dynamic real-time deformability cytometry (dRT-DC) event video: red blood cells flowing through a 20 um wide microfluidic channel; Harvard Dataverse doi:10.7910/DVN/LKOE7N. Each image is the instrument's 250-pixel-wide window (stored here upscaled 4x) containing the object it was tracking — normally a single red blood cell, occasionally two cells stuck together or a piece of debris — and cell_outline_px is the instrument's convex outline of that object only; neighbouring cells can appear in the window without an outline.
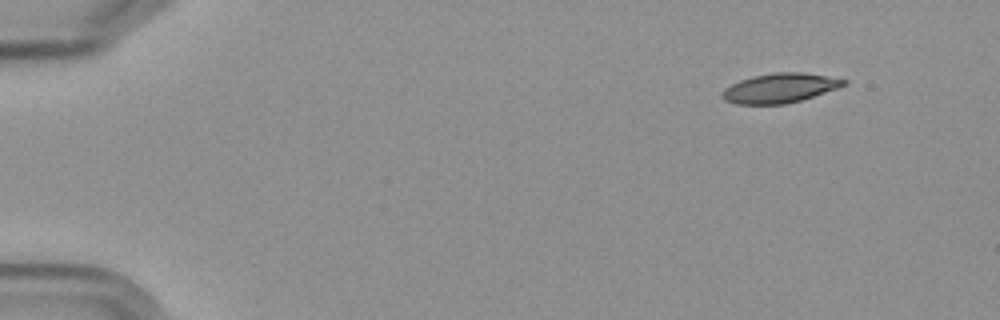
{"species": "Egyptian fruit bat (a non-hibernating species)", "species_latin": "Rousettus aegyptiacus", "temperature_condition": "cold", "stored_images_in_passage": 4, "camera_frame_rate_fps": 3000, "um_per_image_px": 0.085, "frame": {"image": 1, "passage_image": 1, "time_ms": 0.0, "image_size_px": [1000, 320], "cell_outline_px": [[848, 84], [800, 100], [784, 104], [736, 104], [724, 100], [720, 96], [720, 92], [724, 88], [740, 80], [752, 76], [776, 72], [804, 72], [848, 80]], "centroid_in_image_um": [66.23, 7.48], "position_along_channel_um": 18.8, "area_um2": 20.81}}
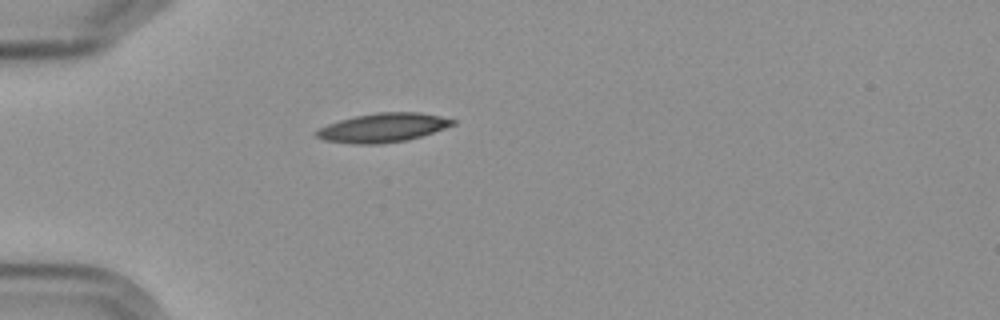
{"frame": {"image": 2, "passage_image": 4, "time_ms": 3.667, "image_size_px": [1000, 320], "cell_outline_px": [[456, 124], [408, 140], [380, 144], [352, 144], [324, 140], [316, 136], [312, 132], [316, 128], [340, 120], [356, 116], [376, 112], [420, 112], [440, 116], [456, 120]], "centroid_in_image_um": [32.51, 10.85], "position_along_channel_um": 52.5, "area_um2": 23.12}}